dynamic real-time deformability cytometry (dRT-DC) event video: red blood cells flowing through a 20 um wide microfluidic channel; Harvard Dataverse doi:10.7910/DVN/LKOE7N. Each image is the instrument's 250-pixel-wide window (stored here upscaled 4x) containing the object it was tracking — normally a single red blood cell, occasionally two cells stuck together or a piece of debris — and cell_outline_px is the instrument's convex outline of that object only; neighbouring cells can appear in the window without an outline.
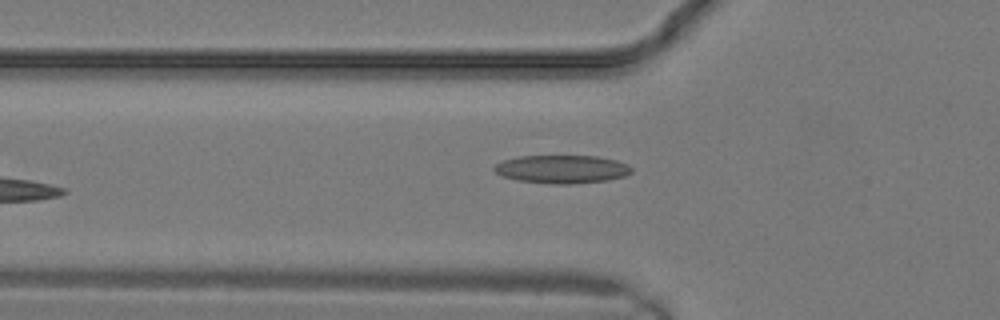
{"species": "common noctule bat (a hibernating species)", "species_latin": "Nyctalus noctula", "temperature_condition": "warm", "stored_images_in_passage": 9, "camera_frame_rate_fps": 3000, "um_per_image_px": 0.085, "animal": {"sex": "male", "body_mass_g": 19.2, "forearm_length_mm": 51.8}, "frame": {"image": 1, "passage_image": 9, "time_ms": 2.667, "image_size_px": [1000, 320], "cell_outline_px": [[632, 172], [624, 176], [608, 180], [572, 184], [556, 184], [516, 180], [504, 176], [496, 172], [492, 168], [496, 164], [504, 160], [520, 156], [596, 156], [616, 160], [628, 164], [632, 168]], "centroid_in_image_um": [47.79, 14.38], "position_along_channel_um": 78.0, "area_um2": 22.48}}